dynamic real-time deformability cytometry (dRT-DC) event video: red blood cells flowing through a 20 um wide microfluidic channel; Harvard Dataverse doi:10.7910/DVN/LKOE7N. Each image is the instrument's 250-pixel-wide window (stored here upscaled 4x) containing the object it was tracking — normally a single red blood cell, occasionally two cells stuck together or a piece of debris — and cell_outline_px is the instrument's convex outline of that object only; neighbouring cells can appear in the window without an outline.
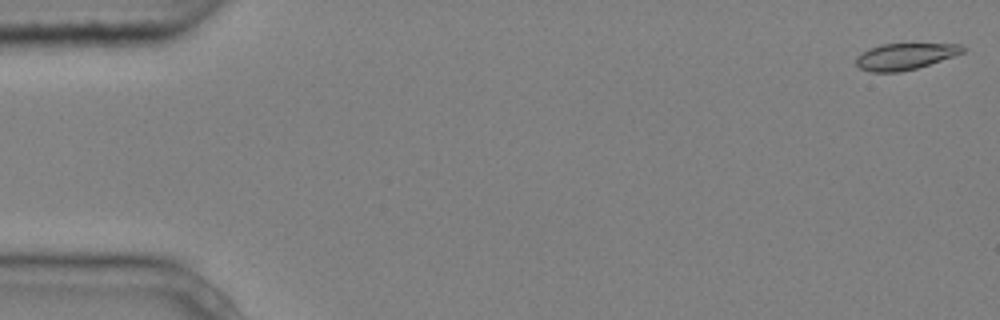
{"species": "common noctule bat (a hibernating species)", "species_latin": "Nyctalus noctula", "temperature_condition": "cold", "stored_images_in_passage": 6, "camera_frame_rate_fps": 3000, "um_per_image_px": 0.085, "animal": {"sex": "male", "body_mass_g": 20.4}, "frame": {"image": 1, "passage_image": 1, "time_ms": 0.0, "image_size_px": [1000, 320], "cell_outline_px": [[964, 52], [916, 68], [900, 72], [872, 72], [860, 68], [856, 64], [856, 56], [868, 48], [880, 44], [960, 44], [964, 48]], "centroid_in_image_um": [76.86, 4.79], "position_along_channel_um": 8.1, "area_um2": 16.18}}
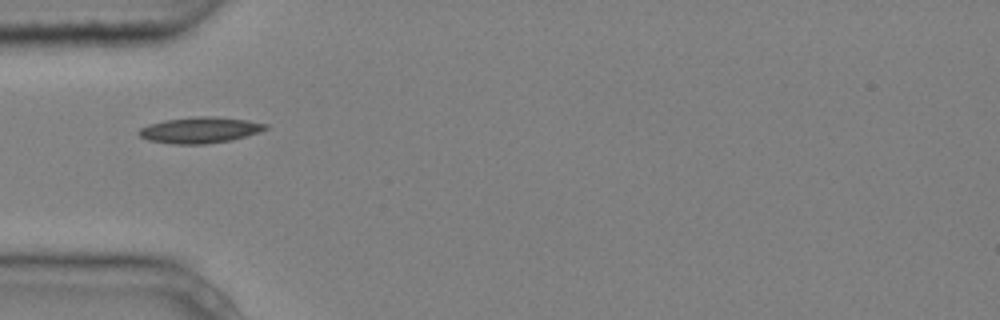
{"frame": {"image": 2, "passage_image": 5, "time_ms": 1.333, "image_size_px": [1000, 320], "cell_outline_px": [[268, 128], [232, 140], [204, 144], [172, 144], [148, 140], [140, 136], [136, 132], [140, 128], [148, 124], [164, 120], [196, 116], [216, 116], [248, 120], [268, 124]], "centroid_in_image_um": [16.95, 11.05], "position_along_channel_um": 68.0, "area_um2": 19.25}}
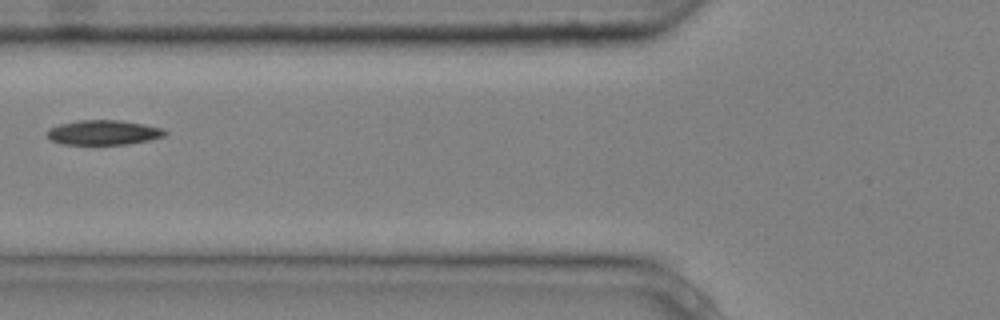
{"frame": {"image": 3, "passage_image": 6, "time_ms": 1.667, "image_size_px": [1000, 320], "cell_outline_px": [[168, 132], [164, 136], [148, 140], [128, 144], [64, 144], [52, 140], [48, 136], [48, 128], [60, 124], [80, 120], [120, 120], [144, 124], [160, 128]], "centroid_in_image_um": [8.8, 11.26], "position_along_channel_um": 117.0, "area_um2": 16.76}}